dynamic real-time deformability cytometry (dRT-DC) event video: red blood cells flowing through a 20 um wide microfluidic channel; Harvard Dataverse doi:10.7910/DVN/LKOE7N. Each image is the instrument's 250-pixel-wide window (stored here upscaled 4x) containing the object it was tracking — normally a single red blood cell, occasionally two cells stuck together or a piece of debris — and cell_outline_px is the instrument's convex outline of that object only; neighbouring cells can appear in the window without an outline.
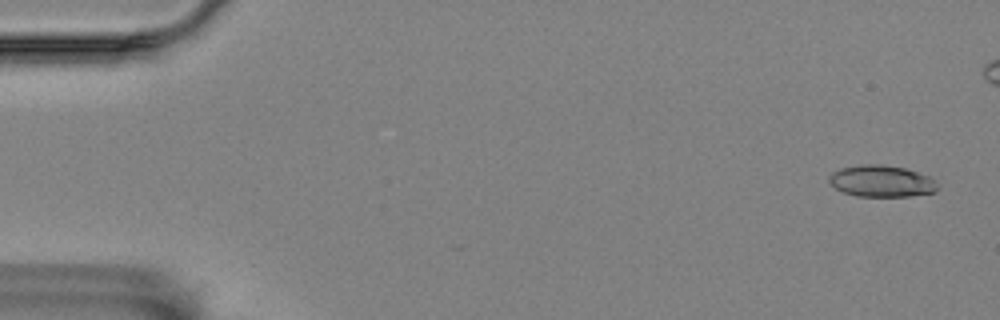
{"species": "Egyptian fruit bat (a non-hibernating species)", "species_latin": "Rousettus aegyptiacus", "temperature_condition": "room temperature", "stored_images_in_passage": 6, "camera_frame_rate_fps": 3000, "um_per_image_px": 0.085, "animal": {"sex": "female"}, "frame": {"image": 1, "passage_image": 1, "time_ms": 0.0, "image_size_px": [1000, 320], "cell_outline_px": [[936, 192], [908, 196], [856, 196], [844, 192], [836, 188], [828, 180], [828, 176], [832, 172], [840, 168], [860, 164], [880, 164], [904, 168], [928, 176], [932, 180], [936, 188]], "centroid_in_image_um": [74.86, 15.39], "position_along_channel_um": 10.1, "area_um2": 19.71}}
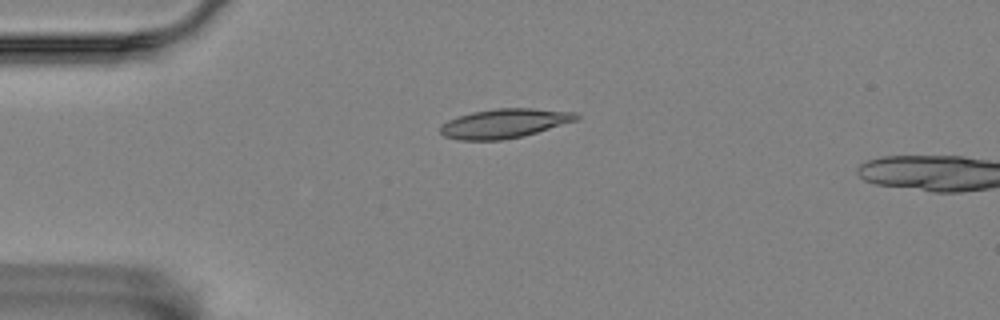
{"frame": {"image": 2, "passage_image": 6, "time_ms": 1.667, "image_size_px": [1000, 320], "cell_outline_px": [[580, 116], [576, 120], [524, 136], [500, 140], [460, 140], [444, 136], [440, 132], [440, 124], [448, 120], [472, 112], [496, 108], [532, 108], [576, 112]], "centroid_in_image_um": [42.86, 10.49], "position_along_channel_um": 42.1, "area_um2": 23.12}}